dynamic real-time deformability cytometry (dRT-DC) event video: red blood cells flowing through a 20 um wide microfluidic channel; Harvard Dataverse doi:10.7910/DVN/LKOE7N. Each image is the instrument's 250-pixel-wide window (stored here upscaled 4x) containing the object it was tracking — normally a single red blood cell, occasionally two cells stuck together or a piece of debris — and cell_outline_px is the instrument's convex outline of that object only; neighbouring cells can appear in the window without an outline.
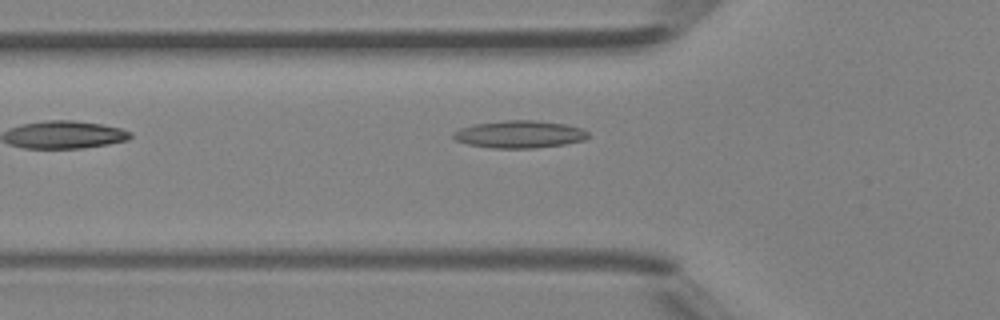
{"species": "Egyptian fruit bat (a non-hibernating species)", "species_latin": "Rousettus aegyptiacus", "temperature_condition": "room temperature", "stored_images_in_passage": 33, "camera_frame_rate_fps": 3000, "um_per_image_px": 0.085, "animal": {"sex": "female"}, "frame": {"image": 1, "passage_image": 2, "time_ms": 0.333, "image_size_px": [1000, 320], "cell_outline_px": [[588, 136], [584, 140], [564, 144], [532, 148], [492, 148], [468, 144], [456, 140], [452, 136], [452, 132], [460, 128], [476, 124], [504, 120], [536, 120], [564, 124], [584, 128], [588, 132]], "centroid_in_image_um": [44.16, 11.41], "position_along_channel_um": 81.6, "area_um2": 21.5}}
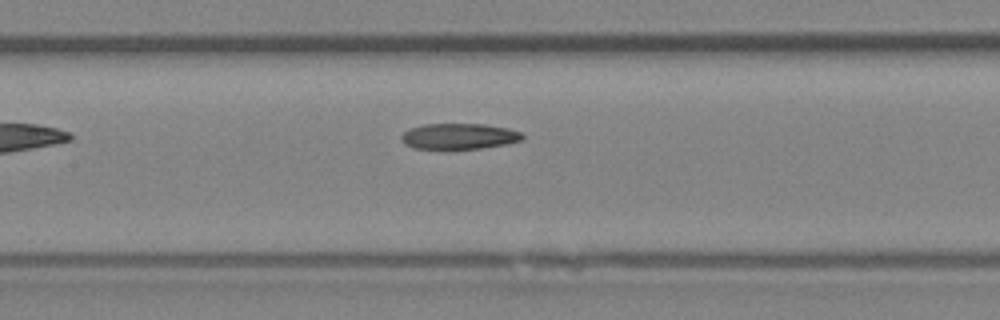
{"frame": {"image": 2, "passage_image": 8, "time_ms": 2.333, "image_size_px": [1000, 320], "cell_outline_px": [[524, 140], [504, 144], [480, 148], [412, 148], [404, 144], [400, 140], [400, 136], [404, 132], [412, 128], [424, 124], [484, 124], [508, 128], [520, 132], [524, 136]], "centroid_in_image_um": [39.01, 11.57], "position_along_channel_um": 168.4, "area_um2": 18.03}}
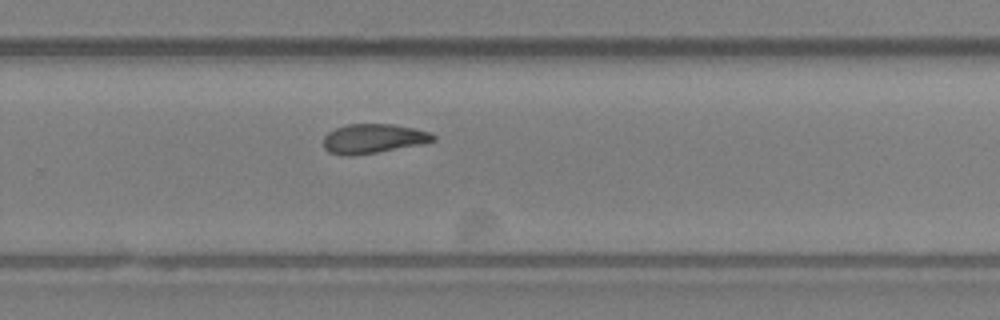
{"frame": {"image": 3, "passage_image": 17, "time_ms": 5.333, "image_size_px": [1000, 320], "cell_outline_px": [[436, 140], [420, 144], [376, 152], [352, 156], [344, 156], [328, 152], [324, 148], [324, 136], [328, 132], [336, 128], [348, 124], [392, 124], [416, 128], [432, 132], [436, 136]], "centroid_in_image_um": [31.73, 11.78], "position_along_channel_um": 298.1, "area_um2": 18.84}, "authors_computed_cell_mechanics": {"area_um2": 18.785, "velocity_mm_per_s": 4.3393, "shape_relaxation_time_tau1_ms": null, "shape_relaxation_time_tau2_ms": 5.5354, "deformation_change_tau1": null, "deformation_change_tau2": 0.1482}}